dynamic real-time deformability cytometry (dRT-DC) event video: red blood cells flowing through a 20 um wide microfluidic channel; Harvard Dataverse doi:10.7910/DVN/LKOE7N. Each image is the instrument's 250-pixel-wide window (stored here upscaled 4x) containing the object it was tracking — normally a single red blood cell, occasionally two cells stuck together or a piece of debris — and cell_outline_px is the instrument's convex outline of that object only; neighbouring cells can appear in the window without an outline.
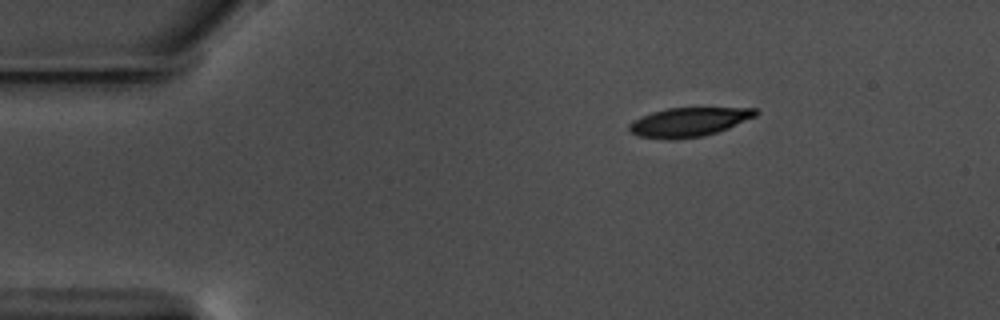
{"species": "common noctule bat (a hibernating species)", "species_latin": "Nyctalus noctula", "temperature_condition": "warm", "stored_images_in_passage": 49, "camera_frame_rate_fps": 3000, "um_per_image_px": 0.085, "animal": {"sex": "male", "body_mass_g": 17.5, "forearm_length_mm": 52.3}, "frame": {"image": 1, "passage_image": 1, "time_ms": 0.0, "image_size_px": [1000, 320], "cell_outline_px": [[760, 112], [756, 116], [728, 128], [704, 136], [672, 140], [668, 140], [640, 136], [632, 132], [628, 128], [628, 124], [652, 112], [668, 108], [756, 108]], "centroid_in_image_um": [58.58, 10.38], "position_along_channel_um": 26.4, "area_um2": 21.21}}
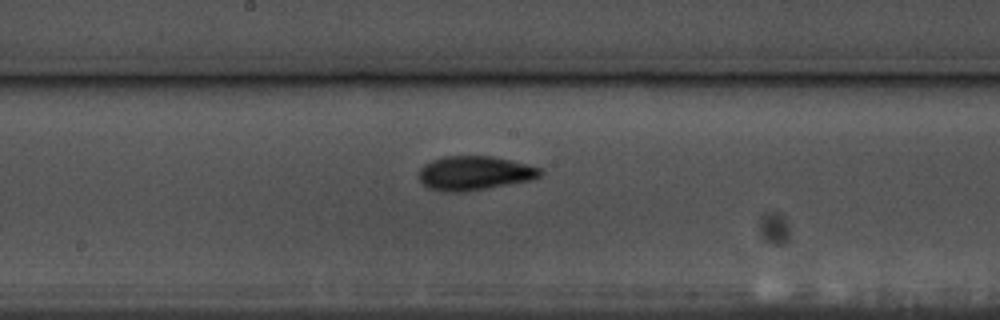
{"frame": {"image": 2, "passage_image": 22, "time_ms": 7.0, "image_size_px": [1000, 320], "cell_outline_px": [[544, 172], [540, 176], [532, 180], [464, 192], [444, 192], [428, 188], [420, 180], [420, 168], [424, 164], [432, 160], [444, 156], [492, 156], [512, 160], [528, 164], [540, 168]], "centroid_in_image_um": [40.35, 14.71], "position_along_channel_um": 207.8, "area_um2": 24.22}}
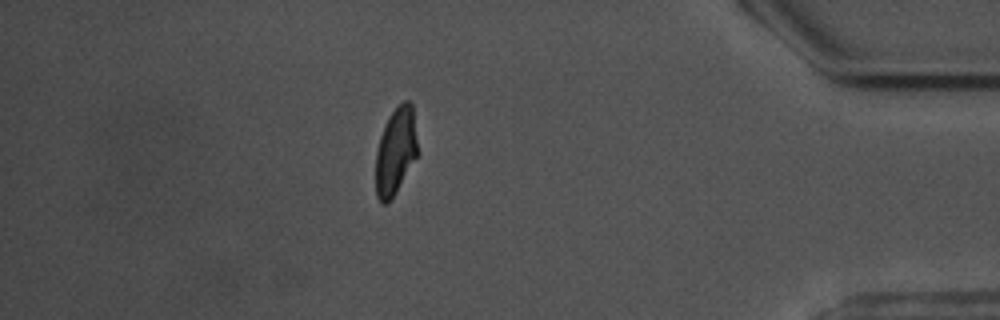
{"frame": {"image": 3, "passage_image": 42, "time_ms": 13.667, "image_size_px": [1000, 320], "cell_outline_px": [[420, 152], [396, 192], [388, 204], [380, 204], [376, 196], [376, 152], [380, 136], [388, 116], [404, 100], [408, 100], [412, 104]], "centroid_in_image_um": [33.65, 12.87], "position_along_channel_um": 401.5, "area_um2": 21.68}, "authors_computed_cell_mechanics": {"area_um2": 22.5998, "velocity_mm_per_s": 3.5236, "shape_relaxation_time_tau1_ms": 3.0514, "shape_relaxation_time_tau2_ms": 3.5409, "deformation_change_tau1": 0.1474, "deformation_change_tau2": 0.0904}}